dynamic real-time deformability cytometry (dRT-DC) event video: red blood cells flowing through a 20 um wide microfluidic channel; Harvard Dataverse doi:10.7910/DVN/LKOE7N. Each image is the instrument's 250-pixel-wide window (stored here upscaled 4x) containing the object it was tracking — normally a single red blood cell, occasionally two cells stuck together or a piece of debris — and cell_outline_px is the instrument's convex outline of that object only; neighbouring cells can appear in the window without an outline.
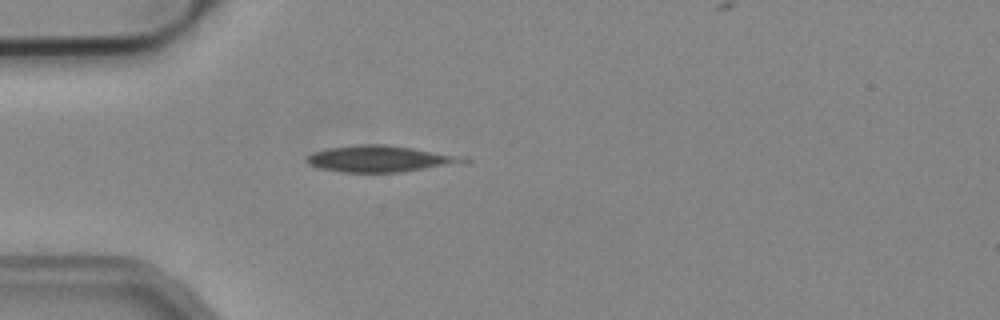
{"species": "common noctule bat (a hibernating species)", "species_latin": "Nyctalus noctula", "temperature_condition": "cold", "stored_images_in_passage": 2, "camera_frame_rate_fps": 3000, "um_per_image_px": 0.085, "animal": {"sex": "male", "body_mass_g": 19.2, "forearm_length_mm": 51.8}, "frame": {"image": 1, "passage_image": 1, "time_ms": 0.0, "image_size_px": [1000, 320], "cell_outline_px": [[472, 160], [400, 172], [344, 172], [320, 168], [308, 164], [304, 160], [312, 152], [328, 148], [360, 144], [384, 144], [412, 148], [464, 156]], "centroid_in_image_um": [32.22, 13.48], "position_along_channel_um": 52.8, "area_um2": 23.64}}